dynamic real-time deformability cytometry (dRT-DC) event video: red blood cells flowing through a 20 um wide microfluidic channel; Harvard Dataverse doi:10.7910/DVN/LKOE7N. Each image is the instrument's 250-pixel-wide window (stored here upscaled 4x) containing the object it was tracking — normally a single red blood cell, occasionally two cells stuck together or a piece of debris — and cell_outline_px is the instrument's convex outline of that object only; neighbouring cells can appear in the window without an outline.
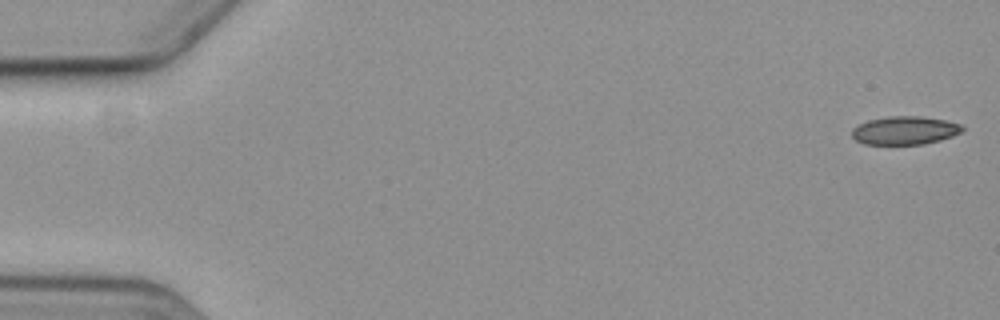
{"species": "common noctule bat (a hibernating species)", "species_latin": "Nyctalus noctula", "temperature_condition": "cold", "stored_images_in_passage": 5, "camera_frame_rate_fps": 3000, "um_per_image_px": 0.085, "animal": {"sex": "female", "body_mass_g": 19.3, "forearm_length_mm": 54.1}, "frame": {"image": 1, "passage_image": 1, "time_ms": 0.0, "image_size_px": [1000, 320], "cell_outline_px": [[964, 128], [960, 132], [952, 136], [940, 140], [924, 144], [864, 144], [856, 140], [852, 136], [852, 128], [868, 120], [888, 116], [920, 116], [944, 120], [964, 124]], "centroid_in_image_um": [76.92, 11.08], "position_along_channel_um": 8.1, "area_um2": 18.21}}